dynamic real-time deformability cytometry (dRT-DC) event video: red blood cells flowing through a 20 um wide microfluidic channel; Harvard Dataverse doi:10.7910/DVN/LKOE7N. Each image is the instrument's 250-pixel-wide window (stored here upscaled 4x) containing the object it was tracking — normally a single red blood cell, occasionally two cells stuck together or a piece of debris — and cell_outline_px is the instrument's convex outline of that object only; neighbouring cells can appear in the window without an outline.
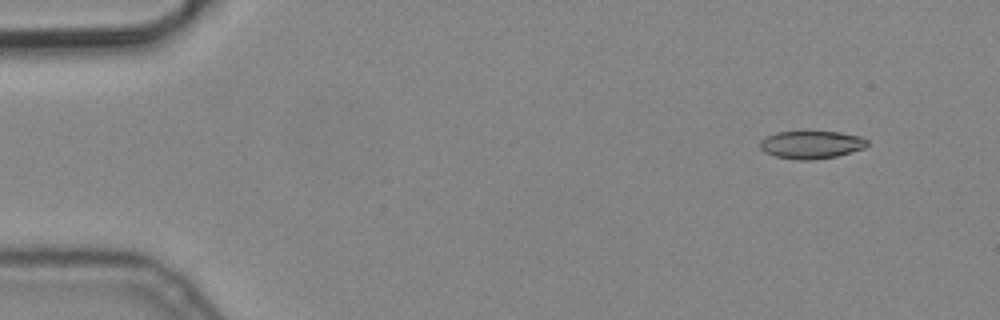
{"species": "common noctule bat (a hibernating species)", "species_latin": "Nyctalus noctula", "temperature_condition": "cold", "stored_images_in_passage": 5, "camera_frame_rate_fps": 3000, "um_per_image_px": 0.085, "animal": {"sex": "male", "body_mass_g": 19.2, "forearm_length_mm": 51.8}, "frame": {"image": 1, "passage_image": 1, "time_ms": 0.0, "image_size_px": [1000, 320], "cell_outline_px": [[868, 144], [864, 148], [836, 156], [812, 160], [796, 160], [776, 156], [764, 152], [760, 148], [760, 140], [764, 136], [776, 132], [840, 132], [860, 136], [868, 140]], "centroid_in_image_um": [68.93, 12.3], "position_along_channel_um": 16.1, "area_um2": 17.4}}
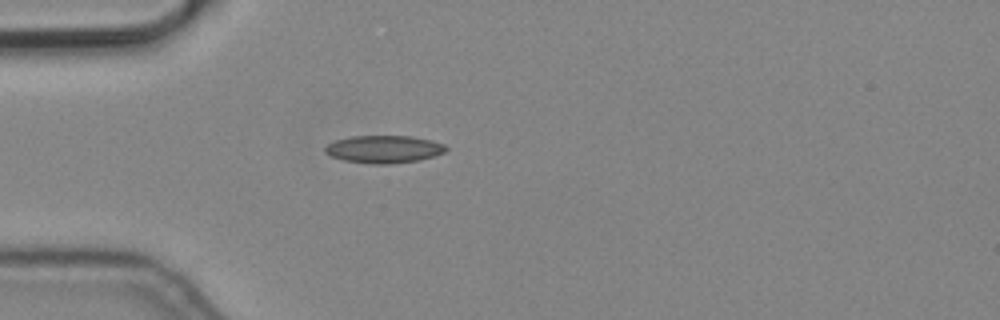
{"frame": {"image": 2, "passage_image": 4, "time_ms": 1.0, "image_size_px": [1000, 320], "cell_outline_px": [[448, 148], [444, 152], [432, 156], [416, 160], [392, 164], [372, 164], [344, 160], [332, 156], [324, 152], [324, 148], [328, 144], [336, 140], [352, 136], [412, 136], [432, 140], [444, 144]], "centroid_in_image_um": [32.63, 12.67], "position_along_channel_um": 52.4, "area_um2": 19.31}}